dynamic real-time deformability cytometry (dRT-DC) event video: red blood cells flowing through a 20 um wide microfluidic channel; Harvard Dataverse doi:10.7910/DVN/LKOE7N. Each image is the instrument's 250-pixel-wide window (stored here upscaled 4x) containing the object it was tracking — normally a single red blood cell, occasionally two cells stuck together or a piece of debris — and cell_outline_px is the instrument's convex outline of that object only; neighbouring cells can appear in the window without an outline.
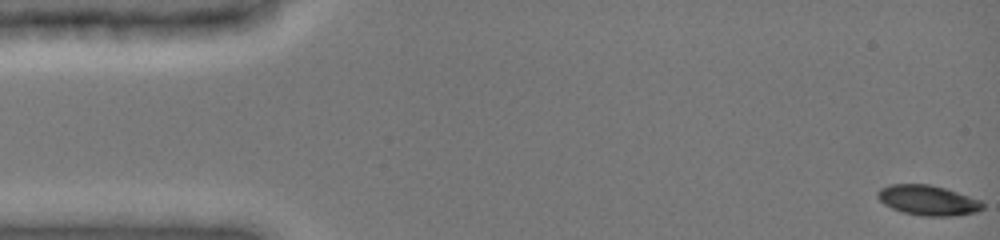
{"species": "common noctule bat (a hibernating species)", "species_latin": "Nyctalus noctula", "temperature_condition": "cold", "stored_images_in_passage": 46, "camera_frame_rate_fps": 3000, "um_per_image_px": 0.085, "animal": {"sex": "female", "body_mass_g": 19.0, "forearm_length_mm": 51.5}, "frame": {"image": 1, "passage_image": 1, "time_ms": 0.0, "image_size_px": [1000, 240], "cell_outline_px": [[984, 208], [976, 212], [960, 216], [920, 216], [900, 212], [884, 204], [876, 196], [880, 188], [892, 184], [928, 184], [944, 188], [980, 200], [984, 204]], "centroid_in_image_um": [78.87, 17.04], "position_along_channel_um": 6.1, "area_um2": 18.5}}
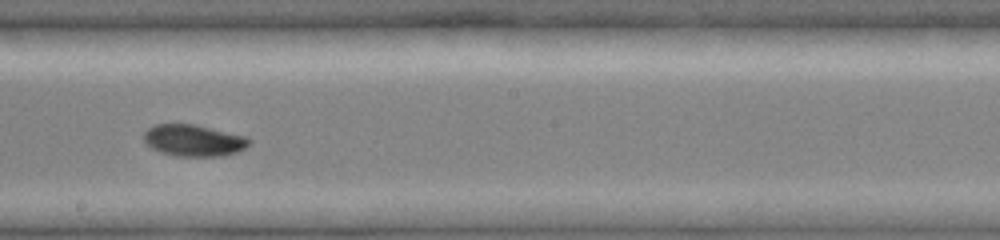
{"frame": {"image": 2, "passage_image": 28, "time_ms": 9.0, "image_size_px": [1000, 240], "cell_outline_px": [[252, 140], [244, 148], [236, 152], [224, 156], [176, 156], [160, 152], [152, 148], [144, 140], [144, 132], [148, 128], [156, 124], [196, 124], [248, 136]], "centroid_in_image_um": [16.49, 11.93], "position_along_channel_um": 231.7, "area_um2": 19.54}}
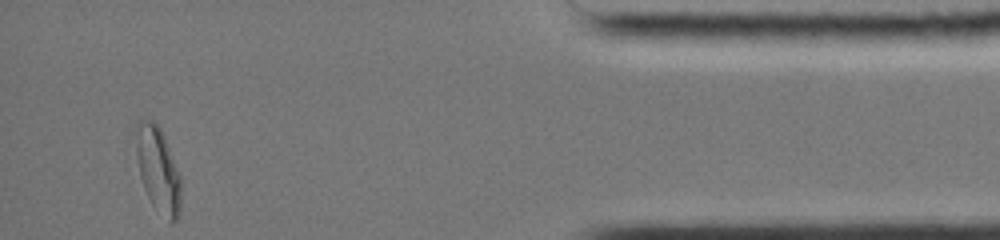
{"frame": {"image": 3, "passage_image": 46, "time_ms": 15.0, "image_size_px": [1000, 240], "cell_outline_px": [[180, 216], [176, 220], [168, 220], [152, 204], [144, 188], [140, 176], [136, 156], [132, 128], [140, 120], [152, 120], [160, 128], [164, 136], [180, 176]], "centroid_in_image_um": [13.38, 14.35], "position_along_channel_um": 421.8, "area_um2": 22.43}, "authors_computed_cell_mechanics": {"area_um2": 19.0451, "velocity_mm_per_s": 3.9427, "shape_relaxation_time_tau1_ms": 3.4318, "shape_relaxation_time_tau2_ms": null, "deformation_change_tau1": 0.1249, "deformation_change_tau2": null}}